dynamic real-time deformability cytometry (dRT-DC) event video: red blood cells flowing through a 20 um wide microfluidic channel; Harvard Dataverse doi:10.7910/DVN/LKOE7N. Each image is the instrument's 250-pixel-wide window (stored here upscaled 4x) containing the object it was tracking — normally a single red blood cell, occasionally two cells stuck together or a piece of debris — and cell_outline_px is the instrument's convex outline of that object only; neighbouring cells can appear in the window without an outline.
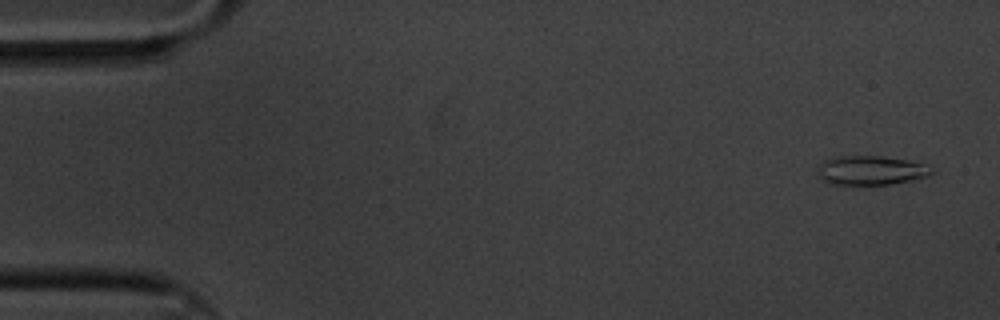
{"species": "common noctule bat (a hibernating species)", "species_latin": "Nyctalus noctula", "temperature_condition": "cold", "stored_images_in_passage": 5, "camera_frame_rate_fps": 3000, "um_per_image_px": 0.085, "animal": {"sex": "male", "body_mass_g": 20.1, "forearm_length_mm": 53.5}, "frame": {"image": 1, "passage_image": 1, "time_ms": 0.0, "image_size_px": [1000, 320], "cell_outline_px": [[936, 172], [928, 176], [916, 180], [892, 184], [832, 184], [820, 180], [816, 172], [816, 168], [824, 160], [836, 156], [884, 156], [928, 164]], "centroid_in_image_um": [74.04, 14.48], "position_along_channel_um": 11.0, "area_um2": 19.83}}